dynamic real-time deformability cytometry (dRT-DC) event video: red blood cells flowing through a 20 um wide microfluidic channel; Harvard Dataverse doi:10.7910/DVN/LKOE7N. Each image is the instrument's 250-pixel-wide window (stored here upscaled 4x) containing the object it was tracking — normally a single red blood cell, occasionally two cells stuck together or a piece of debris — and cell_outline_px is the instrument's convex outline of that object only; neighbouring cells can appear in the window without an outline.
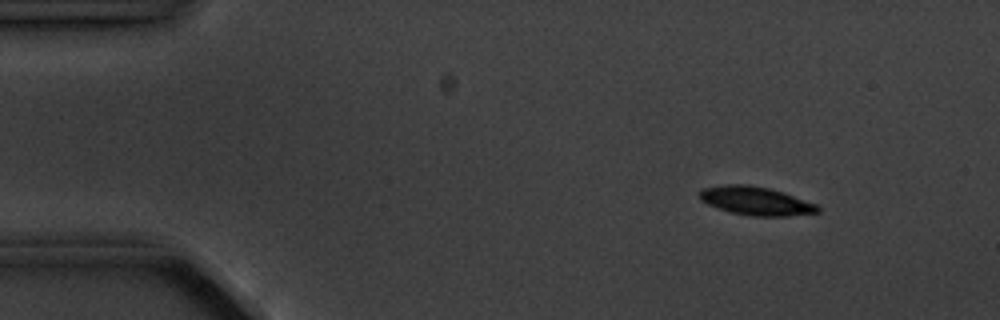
{"species": "common noctule bat (a hibernating species)", "species_latin": "Nyctalus noctula", "temperature_condition": "cold", "stored_images_in_passage": 8, "camera_frame_rate_fps": 3000, "um_per_image_px": 0.085, "animal": {"sex": "male", "body_mass_g": 20.1, "forearm_length_mm": 53.5}, "frame": {"image": 1, "passage_image": 2, "time_ms": 1.0, "image_size_px": [1000, 320], "cell_outline_px": [[820, 212], [788, 216], [752, 216], [732, 212], [708, 204], [700, 200], [700, 188], [724, 184], [748, 184], [768, 188], [784, 192], [816, 204], [820, 208]], "centroid_in_image_um": [64.25, 17.06], "position_along_channel_um": 20.8, "area_um2": 19.59}}
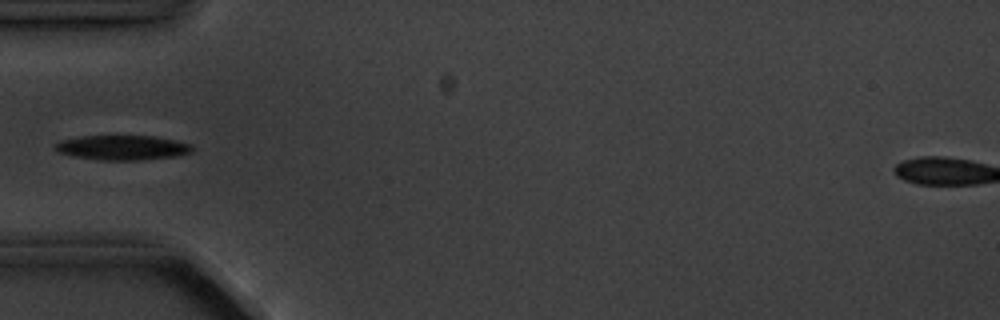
{"frame": {"image": 2, "passage_image": 5, "time_ms": 4.667, "image_size_px": [1000, 320], "cell_outline_px": [[192, 152], [180, 156], [140, 160], [100, 160], [72, 156], [56, 152], [52, 148], [60, 140], [84, 136], [152, 136], [192, 144]], "centroid_in_image_um": [10.38, 12.56], "position_along_channel_um": 74.6, "area_um2": 19.83}}
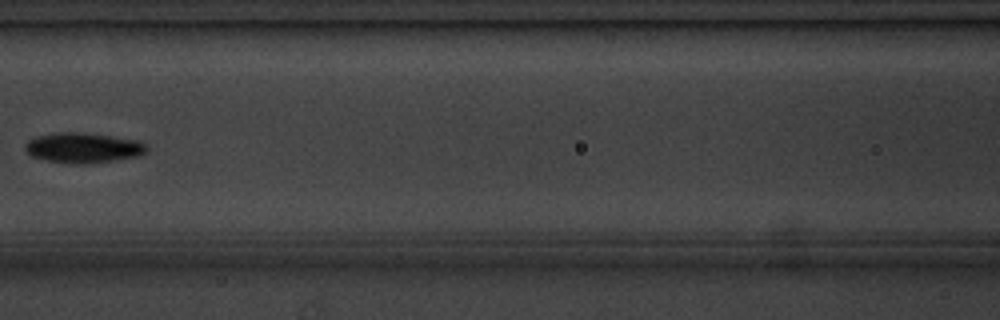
{"frame": {"image": 3, "passage_image": 7, "time_ms": 7.0, "image_size_px": [1000, 320], "cell_outline_px": [[148, 152], [140, 156], [88, 164], [72, 164], [48, 160], [32, 156], [24, 148], [24, 144], [28, 140], [36, 136], [56, 132], [76, 132], [140, 140], [148, 148]], "centroid_in_image_um": [7.08, 12.56], "position_along_channel_um": 159.5, "area_um2": 21.39}}